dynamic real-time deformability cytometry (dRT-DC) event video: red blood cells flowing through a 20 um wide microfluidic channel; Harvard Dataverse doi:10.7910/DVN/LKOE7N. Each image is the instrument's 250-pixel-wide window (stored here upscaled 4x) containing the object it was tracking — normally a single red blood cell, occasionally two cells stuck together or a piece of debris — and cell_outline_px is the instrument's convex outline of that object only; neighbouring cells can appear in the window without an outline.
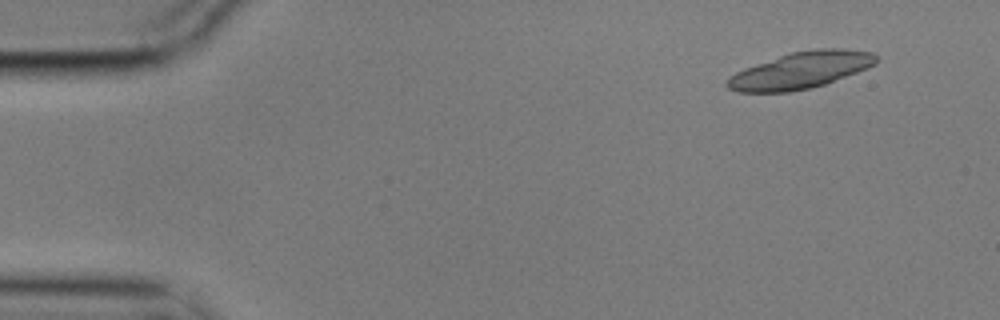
{"species": "common noctule bat (a hibernating species)", "species_latin": "Nyctalus noctula", "temperature_condition": "cold", "stored_images_in_passage": 6, "camera_frame_rate_fps": 3000, "um_per_image_px": 0.085, "animal": {"sex": "male", "body_mass_g": 17.9}, "frame": {"image": 1, "passage_image": 2, "time_ms": 0.333, "image_size_px": [1000, 320], "cell_outline_px": [[880, 60], [876, 64], [868, 68], [824, 84], [808, 88], [788, 92], [740, 92], [728, 88], [724, 84], [728, 76], [744, 68], [792, 52], [816, 48], [844, 48], [872, 52], [880, 56]], "centroid_in_image_um": [68.09, 5.96], "position_along_channel_um": 16.9, "area_um2": 31.85}}